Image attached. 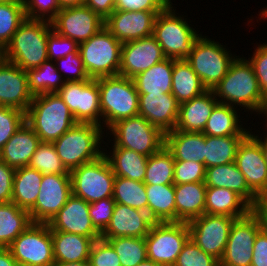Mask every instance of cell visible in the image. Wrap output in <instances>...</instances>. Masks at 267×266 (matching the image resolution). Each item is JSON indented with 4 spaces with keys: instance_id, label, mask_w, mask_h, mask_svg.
Returning a JSON list of instances; mask_svg holds the SVG:
<instances>
[{
    "instance_id": "obj_59",
    "label": "cell",
    "mask_w": 267,
    "mask_h": 266,
    "mask_svg": "<svg viewBox=\"0 0 267 266\" xmlns=\"http://www.w3.org/2000/svg\"><path fill=\"white\" fill-rule=\"evenodd\" d=\"M251 211L258 218L261 230L267 234V210L263 209L258 203L251 207Z\"/></svg>"
},
{
    "instance_id": "obj_54",
    "label": "cell",
    "mask_w": 267,
    "mask_h": 266,
    "mask_svg": "<svg viewBox=\"0 0 267 266\" xmlns=\"http://www.w3.org/2000/svg\"><path fill=\"white\" fill-rule=\"evenodd\" d=\"M257 77L262 95L267 99V44L258 45L251 59H248Z\"/></svg>"
},
{
    "instance_id": "obj_53",
    "label": "cell",
    "mask_w": 267,
    "mask_h": 266,
    "mask_svg": "<svg viewBox=\"0 0 267 266\" xmlns=\"http://www.w3.org/2000/svg\"><path fill=\"white\" fill-rule=\"evenodd\" d=\"M116 202L113 198L101 199L89 203V215L92 224L102 233L109 225Z\"/></svg>"
},
{
    "instance_id": "obj_63",
    "label": "cell",
    "mask_w": 267,
    "mask_h": 266,
    "mask_svg": "<svg viewBox=\"0 0 267 266\" xmlns=\"http://www.w3.org/2000/svg\"><path fill=\"white\" fill-rule=\"evenodd\" d=\"M257 203L265 210H267V187L266 189L258 196Z\"/></svg>"
},
{
    "instance_id": "obj_6",
    "label": "cell",
    "mask_w": 267,
    "mask_h": 266,
    "mask_svg": "<svg viewBox=\"0 0 267 266\" xmlns=\"http://www.w3.org/2000/svg\"><path fill=\"white\" fill-rule=\"evenodd\" d=\"M172 3H169L157 16L153 36L162 48L166 58L186 59L202 34L188 24L186 19L176 15Z\"/></svg>"
},
{
    "instance_id": "obj_65",
    "label": "cell",
    "mask_w": 267,
    "mask_h": 266,
    "mask_svg": "<svg viewBox=\"0 0 267 266\" xmlns=\"http://www.w3.org/2000/svg\"><path fill=\"white\" fill-rule=\"evenodd\" d=\"M137 266H162V265H159L158 263H155L152 260L146 259Z\"/></svg>"
},
{
    "instance_id": "obj_29",
    "label": "cell",
    "mask_w": 267,
    "mask_h": 266,
    "mask_svg": "<svg viewBox=\"0 0 267 266\" xmlns=\"http://www.w3.org/2000/svg\"><path fill=\"white\" fill-rule=\"evenodd\" d=\"M165 147L174 161H194L205 166V135L201 132L173 130L165 134Z\"/></svg>"
},
{
    "instance_id": "obj_40",
    "label": "cell",
    "mask_w": 267,
    "mask_h": 266,
    "mask_svg": "<svg viewBox=\"0 0 267 266\" xmlns=\"http://www.w3.org/2000/svg\"><path fill=\"white\" fill-rule=\"evenodd\" d=\"M28 75V87L33 96L43 93H56L63 85L64 78L61 71L57 70L56 63L46 60L38 68L30 69Z\"/></svg>"
},
{
    "instance_id": "obj_18",
    "label": "cell",
    "mask_w": 267,
    "mask_h": 266,
    "mask_svg": "<svg viewBox=\"0 0 267 266\" xmlns=\"http://www.w3.org/2000/svg\"><path fill=\"white\" fill-rule=\"evenodd\" d=\"M166 59L153 35L122 43L119 75L133 79Z\"/></svg>"
},
{
    "instance_id": "obj_27",
    "label": "cell",
    "mask_w": 267,
    "mask_h": 266,
    "mask_svg": "<svg viewBox=\"0 0 267 266\" xmlns=\"http://www.w3.org/2000/svg\"><path fill=\"white\" fill-rule=\"evenodd\" d=\"M204 184L206 187L233 190L251 207L258 201V196L248 187L245 176L240 172L235 162L206 168Z\"/></svg>"
},
{
    "instance_id": "obj_30",
    "label": "cell",
    "mask_w": 267,
    "mask_h": 266,
    "mask_svg": "<svg viewBox=\"0 0 267 266\" xmlns=\"http://www.w3.org/2000/svg\"><path fill=\"white\" fill-rule=\"evenodd\" d=\"M55 263L88 261L94 240L79 234L51 231Z\"/></svg>"
},
{
    "instance_id": "obj_46",
    "label": "cell",
    "mask_w": 267,
    "mask_h": 266,
    "mask_svg": "<svg viewBox=\"0 0 267 266\" xmlns=\"http://www.w3.org/2000/svg\"><path fill=\"white\" fill-rule=\"evenodd\" d=\"M174 266H220V261L205 253L189 239L183 246Z\"/></svg>"
},
{
    "instance_id": "obj_57",
    "label": "cell",
    "mask_w": 267,
    "mask_h": 266,
    "mask_svg": "<svg viewBox=\"0 0 267 266\" xmlns=\"http://www.w3.org/2000/svg\"><path fill=\"white\" fill-rule=\"evenodd\" d=\"M251 266H267V234L262 230L254 241Z\"/></svg>"
},
{
    "instance_id": "obj_66",
    "label": "cell",
    "mask_w": 267,
    "mask_h": 266,
    "mask_svg": "<svg viewBox=\"0 0 267 266\" xmlns=\"http://www.w3.org/2000/svg\"><path fill=\"white\" fill-rule=\"evenodd\" d=\"M259 15H260V19H261V17H262V19L263 18L267 19V7H266V9H263Z\"/></svg>"
},
{
    "instance_id": "obj_60",
    "label": "cell",
    "mask_w": 267,
    "mask_h": 266,
    "mask_svg": "<svg viewBox=\"0 0 267 266\" xmlns=\"http://www.w3.org/2000/svg\"><path fill=\"white\" fill-rule=\"evenodd\" d=\"M0 266H19L8 248H0Z\"/></svg>"
},
{
    "instance_id": "obj_26",
    "label": "cell",
    "mask_w": 267,
    "mask_h": 266,
    "mask_svg": "<svg viewBox=\"0 0 267 266\" xmlns=\"http://www.w3.org/2000/svg\"><path fill=\"white\" fill-rule=\"evenodd\" d=\"M40 143L34 130L24 122L0 150V160L15 169L26 167Z\"/></svg>"
},
{
    "instance_id": "obj_20",
    "label": "cell",
    "mask_w": 267,
    "mask_h": 266,
    "mask_svg": "<svg viewBox=\"0 0 267 266\" xmlns=\"http://www.w3.org/2000/svg\"><path fill=\"white\" fill-rule=\"evenodd\" d=\"M32 100L27 72L0 56V106L26 112Z\"/></svg>"
},
{
    "instance_id": "obj_50",
    "label": "cell",
    "mask_w": 267,
    "mask_h": 266,
    "mask_svg": "<svg viewBox=\"0 0 267 266\" xmlns=\"http://www.w3.org/2000/svg\"><path fill=\"white\" fill-rule=\"evenodd\" d=\"M88 261L91 266H121L113 246L102 238L94 241Z\"/></svg>"
},
{
    "instance_id": "obj_21",
    "label": "cell",
    "mask_w": 267,
    "mask_h": 266,
    "mask_svg": "<svg viewBox=\"0 0 267 266\" xmlns=\"http://www.w3.org/2000/svg\"><path fill=\"white\" fill-rule=\"evenodd\" d=\"M160 12L114 11L106 20L105 28L121 43L153 35L156 16Z\"/></svg>"
},
{
    "instance_id": "obj_48",
    "label": "cell",
    "mask_w": 267,
    "mask_h": 266,
    "mask_svg": "<svg viewBox=\"0 0 267 266\" xmlns=\"http://www.w3.org/2000/svg\"><path fill=\"white\" fill-rule=\"evenodd\" d=\"M26 18L51 22L61 10L58 0H22Z\"/></svg>"
},
{
    "instance_id": "obj_64",
    "label": "cell",
    "mask_w": 267,
    "mask_h": 266,
    "mask_svg": "<svg viewBox=\"0 0 267 266\" xmlns=\"http://www.w3.org/2000/svg\"><path fill=\"white\" fill-rule=\"evenodd\" d=\"M54 266H91L89 261L55 263Z\"/></svg>"
},
{
    "instance_id": "obj_17",
    "label": "cell",
    "mask_w": 267,
    "mask_h": 266,
    "mask_svg": "<svg viewBox=\"0 0 267 266\" xmlns=\"http://www.w3.org/2000/svg\"><path fill=\"white\" fill-rule=\"evenodd\" d=\"M51 26L59 35L80 44L98 33L105 26V20L83 4L62 8L51 21Z\"/></svg>"
},
{
    "instance_id": "obj_58",
    "label": "cell",
    "mask_w": 267,
    "mask_h": 266,
    "mask_svg": "<svg viewBox=\"0 0 267 266\" xmlns=\"http://www.w3.org/2000/svg\"><path fill=\"white\" fill-rule=\"evenodd\" d=\"M116 0H85V5L106 20L115 11Z\"/></svg>"
},
{
    "instance_id": "obj_2",
    "label": "cell",
    "mask_w": 267,
    "mask_h": 266,
    "mask_svg": "<svg viewBox=\"0 0 267 266\" xmlns=\"http://www.w3.org/2000/svg\"><path fill=\"white\" fill-rule=\"evenodd\" d=\"M52 30L51 22L26 18L0 56L25 71L38 68L48 60L47 39Z\"/></svg>"
},
{
    "instance_id": "obj_51",
    "label": "cell",
    "mask_w": 267,
    "mask_h": 266,
    "mask_svg": "<svg viewBox=\"0 0 267 266\" xmlns=\"http://www.w3.org/2000/svg\"><path fill=\"white\" fill-rule=\"evenodd\" d=\"M73 52H79V44L76 41L61 36L54 30L48 34L47 53L49 60L56 61Z\"/></svg>"
},
{
    "instance_id": "obj_24",
    "label": "cell",
    "mask_w": 267,
    "mask_h": 266,
    "mask_svg": "<svg viewBox=\"0 0 267 266\" xmlns=\"http://www.w3.org/2000/svg\"><path fill=\"white\" fill-rule=\"evenodd\" d=\"M155 222L146 211L115 204L109 225L101 238L146 237Z\"/></svg>"
},
{
    "instance_id": "obj_5",
    "label": "cell",
    "mask_w": 267,
    "mask_h": 266,
    "mask_svg": "<svg viewBox=\"0 0 267 266\" xmlns=\"http://www.w3.org/2000/svg\"><path fill=\"white\" fill-rule=\"evenodd\" d=\"M96 80L105 127L109 129L119 120L138 116L139 93L133 79L117 75Z\"/></svg>"
},
{
    "instance_id": "obj_15",
    "label": "cell",
    "mask_w": 267,
    "mask_h": 266,
    "mask_svg": "<svg viewBox=\"0 0 267 266\" xmlns=\"http://www.w3.org/2000/svg\"><path fill=\"white\" fill-rule=\"evenodd\" d=\"M260 230L259 220L252 211L235 219L220 266H251L253 245Z\"/></svg>"
},
{
    "instance_id": "obj_28",
    "label": "cell",
    "mask_w": 267,
    "mask_h": 266,
    "mask_svg": "<svg viewBox=\"0 0 267 266\" xmlns=\"http://www.w3.org/2000/svg\"><path fill=\"white\" fill-rule=\"evenodd\" d=\"M206 185L200 182L174 184L175 222H190L205 213Z\"/></svg>"
},
{
    "instance_id": "obj_3",
    "label": "cell",
    "mask_w": 267,
    "mask_h": 266,
    "mask_svg": "<svg viewBox=\"0 0 267 266\" xmlns=\"http://www.w3.org/2000/svg\"><path fill=\"white\" fill-rule=\"evenodd\" d=\"M25 122L34 130L41 142L53 143L77 124L69 107L57 93L33 96L25 112Z\"/></svg>"
},
{
    "instance_id": "obj_9",
    "label": "cell",
    "mask_w": 267,
    "mask_h": 266,
    "mask_svg": "<svg viewBox=\"0 0 267 266\" xmlns=\"http://www.w3.org/2000/svg\"><path fill=\"white\" fill-rule=\"evenodd\" d=\"M70 177L72 194L88 203L113 198L115 175L105 154L74 168Z\"/></svg>"
},
{
    "instance_id": "obj_43",
    "label": "cell",
    "mask_w": 267,
    "mask_h": 266,
    "mask_svg": "<svg viewBox=\"0 0 267 266\" xmlns=\"http://www.w3.org/2000/svg\"><path fill=\"white\" fill-rule=\"evenodd\" d=\"M107 240L118 254L121 266H137L148 259L145 237L102 238Z\"/></svg>"
},
{
    "instance_id": "obj_25",
    "label": "cell",
    "mask_w": 267,
    "mask_h": 266,
    "mask_svg": "<svg viewBox=\"0 0 267 266\" xmlns=\"http://www.w3.org/2000/svg\"><path fill=\"white\" fill-rule=\"evenodd\" d=\"M218 103L213 90H207L190 101L181 103L175 130L202 133Z\"/></svg>"
},
{
    "instance_id": "obj_44",
    "label": "cell",
    "mask_w": 267,
    "mask_h": 266,
    "mask_svg": "<svg viewBox=\"0 0 267 266\" xmlns=\"http://www.w3.org/2000/svg\"><path fill=\"white\" fill-rule=\"evenodd\" d=\"M25 20L26 14L23 2L0 3V53Z\"/></svg>"
},
{
    "instance_id": "obj_16",
    "label": "cell",
    "mask_w": 267,
    "mask_h": 266,
    "mask_svg": "<svg viewBox=\"0 0 267 266\" xmlns=\"http://www.w3.org/2000/svg\"><path fill=\"white\" fill-rule=\"evenodd\" d=\"M72 195L70 175L43 174L39 194L29 211L33 223H48Z\"/></svg>"
},
{
    "instance_id": "obj_55",
    "label": "cell",
    "mask_w": 267,
    "mask_h": 266,
    "mask_svg": "<svg viewBox=\"0 0 267 266\" xmlns=\"http://www.w3.org/2000/svg\"><path fill=\"white\" fill-rule=\"evenodd\" d=\"M168 4L167 0H116L115 11L161 12Z\"/></svg>"
},
{
    "instance_id": "obj_8",
    "label": "cell",
    "mask_w": 267,
    "mask_h": 266,
    "mask_svg": "<svg viewBox=\"0 0 267 266\" xmlns=\"http://www.w3.org/2000/svg\"><path fill=\"white\" fill-rule=\"evenodd\" d=\"M235 57L219 42L201 35L185 60L191 65L207 90H213L227 74Z\"/></svg>"
},
{
    "instance_id": "obj_12",
    "label": "cell",
    "mask_w": 267,
    "mask_h": 266,
    "mask_svg": "<svg viewBox=\"0 0 267 266\" xmlns=\"http://www.w3.org/2000/svg\"><path fill=\"white\" fill-rule=\"evenodd\" d=\"M189 239L186 222L154 223L145 237L148 259L162 266H174Z\"/></svg>"
},
{
    "instance_id": "obj_47",
    "label": "cell",
    "mask_w": 267,
    "mask_h": 266,
    "mask_svg": "<svg viewBox=\"0 0 267 266\" xmlns=\"http://www.w3.org/2000/svg\"><path fill=\"white\" fill-rule=\"evenodd\" d=\"M25 122V112L0 106V150Z\"/></svg>"
},
{
    "instance_id": "obj_22",
    "label": "cell",
    "mask_w": 267,
    "mask_h": 266,
    "mask_svg": "<svg viewBox=\"0 0 267 266\" xmlns=\"http://www.w3.org/2000/svg\"><path fill=\"white\" fill-rule=\"evenodd\" d=\"M235 164L248 187L259 196L267 187V164L260 144L250 134L239 144Z\"/></svg>"
},
{
    "instance_id": "obj_11",
    "label": "cell",
    "mask_w": 267,
    "mask_h": 266,
    "mask_svg": "<svg viewBox=\"0 0 267 266\" xmlns=\"http://www.w3.org/2000/svg\"><path fill=\"white\" fill-rule=\"evenodd\" d=\"M19 266H54L51 229L32 223L8 247Z\"/></svg>"
},
{
    "instance_id": "obj_41",
    "label": "cell",
    "mask_w": 267,
    "mask_h": 266,
    "mask_svg": "<svg viewBox=\"0 0 267 266\" xmlns=\"http://www.w3.org/2000/svg\"><path fill=\"white\" fill-rule=\"evenodd\" d=\"M112 197L116 203L148 213V198L144 182L115 176Z\"/></svg>"
},
{
    "instance_id": "obj_56",
    "label": "cell",
    "mask_w": 267,
    "mask_h": 266,
    "mask_svg": "<svg viewBox=\"0 0 267 266\" xmlns=\"http://www.w3.org/2000/svg\"><path fill=\"white\" fill-rule=\"evenodd\" d=\"M15 168L0 160V203L12 201V187Z\"/></svg>"
},
{
    "instance_id": "obj_61",
    "label": "cell",
    "mask_w": 267,
    "mask_h": 266,
    "mask_svg": "<svg viewBox=\"0 0 267 266\" xmlns=\"http://www.w3.org/2000/svg\"><path fill=\"white\" fill-rule=\"evenodd\" d=\"M60 8H68L81 6L85 3V0H58Z\"/></svg>"
},
{
    "instance_id": "obj_33",
    "label": "cell",
    "mask_w": 267,
    "mask_h": 266,
    "mask_svg": "<svg viewBox=\"0 0 267 266\" xmlns=\"http://www.w3.org/2000/svg\"><path fill=\"white\" fill-rule=\"evenodd\" d=\"M207 91L201 79L193 71L191 65L184 59H173L172 95L179 104L190 101Z\"/></svg>"
},
{
    "instance_id": "obj_32",
    "label": "cell",
    "mask_w": 267,
    "mask_h": 266,
    "mask_svg": "<svg viewBox=\"0 0 267 266\" xmlns=\"http://www.w3.org/2000/svg\"><path fill=\"white\" fill-rule=\"evenodd\" d=\"M42 179L43 174L29 166L16 168L11 202L29 212L35 205Z\"/></svg>"
},
{
    "instance_id": "obj_35",
    "label": "cell",
    "mask_w": 267,
    "mask_h": 266,
    "mask_svg": "<svg viewBox=\"0 0 267 266\" xmlns=\"http://www.w3.org/2000/svg\"><path fill=\"white\" fill-rule=\"evenodd\" d=\"M173 59L166 58L133 78L139 94L171 93Z\"/></svg>"
},
{
    "instance_id": "obj_1",
    "label": "cell",
    "mask_w": 267,
    "mask_h": 266,
    "mask_svg": "<svg viewBox=\"0 0 267 266\" xmlns=\"http://www.w3.org/2000/svg\"><path fill=\"white\" fill-rule=\"evenodd\" d=\"M213 92L222 104L243 106L259 114H264L267 108V99L260 91L253 67L245 58H235Z\"/></svg>"
},
{
    "instance_id": "obj_62",
    "label": "cell",
    "mask_w": 267,
    "mask_h": 266,
    "mask_svg": "<svg viewBox=\"0 0 267 266\" xmlns=\"http://www.w3.org/2000/svg\"><path fill=\"white\" fill-rule=\"evenodd\" d=\"M261 146L262 148V151H263V155H264V158H265V162L267 164V135L266 137H264V139L262 140V137H259V136H255L254 134L252 133H249ZM261 138V139H260Z\"/></svg>"
},
{
    "instance_id": "obj_23",
    "label": "cell",
    "mask_w": 267,
    "mask_h": 266,
    "mask_svg": "<svg viewBox=\"0 0 267 266\" xmlns=\"http://www.w3.org/2000/svg\"><path fill=\"white\" fill-rule=\"evenodd\" d=\"M179 105L172 93L139 94L138 115L166 134L176 127Z\"/></svg>"
},
{
    "instance_id": "obj_39",
    "label": "cell",
    "mask_w": 267,
    "mask_h": 266,
    "mask_svg": "<svg viewBox=\"0 0 267 266\" xmlns=\"http://www.w3.org/2000/svg\"><path fill=\"white\" fill-rule=\"evenodd\" d=\"M246 136L215 137L205 135V168L235 162L237 148Z\"/></svg>"
},
{
    "instance_id": "obj_13",
    "label": "cell",
    "mask_w": 267,
    "mask_h": 266,
    "mask_svg": "<svg viewBox=\"0 0 267 266\" xmlns=\"http://www.w3.org/2000/svg\"><path fill=\"white\" fill-rule=\"evenodd\" d=\"M56 93L69 107L77 123H92L101 126L102 113L96 79L65 81Z\"/></svg>"
},
{
    "instance_id": "obj_10",
    "label": "cell",
    "mask_w": 267,
    "mask_h": 266,
    "mask_svg": "<svg viewBox=\"0 0 267 266\" xmlns=\"http://www.w3.org/2000/svg\"><path fill=\"white\" fill-rule=\"evenodd\" d=\"M108 130L114 135L113 147L128 148L147 157L165 145V134L139 115L119 120Z\"/></svg>"
},
{
    "instance_id": "obj_7",
    "label": "cell",
    "mask_w": 267,
    "mask_h": 266,
    "mask_svg": "<svg viewBox=\"0 0 267 266\" xmlns=\"http://www.w3.org/2000/svg\"><path fill=\"white\" fill-rule=\"evenodd\" d=\"M122 43L105 26L79 44V53L91 79L117 76L121 65Z\"/></svg>"
},
{
    "instance_id": "obj_67",
    "label": "cell",
    "mask_w": 267,
    "mask_h": 266,
    "mask_svg": "<svg viewBox=\"0 0 267 266\" xmlns=\"http://www.w3.org/2000/svg\"><path fill=\"white\" fill-rule=\"evenodd\" d=\"M4 2H22V0H0V3Z\"/></svg>"
},
{
    "instance_id": "obj_37",
    "label": "cell",
    "mask_w": 267,
    "mask_h": 266,
    "mask_svg": "<svg viewBox=\"0 0 267 266\" xmlns=\"http://www.w3.org/2000/svg\"><path fill=\"white\" fill-rule=\"evenodd\" d=\"M32 223L28 211L13 202L0 203V248H8Z\"/></svg>"
},
{
    "instance_id": "obj_31",
    "label": "cell",
    "mask_w": 267,
    "mask_h": 266,
    "mask_svg": "<svg viewBox=\"0 0 267 266\" xmlns=\"http://www.w3.org/2000/svg\"><path fill=\"white\" fill-rule=\"evenodd\" d=\"M251 211V206L235 191L227 188L207 187L205 214L241 218Z\"/></svg>"
},
{
    "instance_id": "obj_49",
    "label": "cell",
    "mask_w": 267,
    "mask_h": 266,
    "mask_svg": "<svg viewBox=\"0 0 267 266\" xmlns=\"http://www.w3.org/2000/svg\"><path fill=\"white\" fill-rule=\"evenodd\" d=\"M205 166L194 161H174V184L204 183Z\"/></svg>"
},
{
    "instance_id": "obj_4",
    "label": "cell",
    "mask_w": 267,
    "mask_h": 266,
    "mask_svg": "<svg viewBox=\"0 0 267 266\" xmlns=\"http://www.w3.org/2000/svg\"><path fill=\"white\" fill-rule=\"evenodd\" d=\"M103 129L92 123H77L53 142L59 158L69 172L104 154V149L101 151L100 146V140L104 137Z\"/></svg>"
},
{
    "instance_id": "obj_68",
    "label": "cell",
    "mask_w": 267,
    "mask_h": 266,
    "mask_svg": "<svg viewBox=\"0 0 267 266\" xmlns=\"http://www.w3.org/2000/svg\"><path fill=\"white\" fill-rule=\"evenodd\" d=\"M264 115L267 117V108H266V111H265ZM266 127H267V125H266Z\"/></svg>"
},
{
    "instance_id": "obj_45",
    "label": "cell",
    "mask_w": 267,
    "mask_h": 266,
    "mask_svg": "<svg viewBox=\"0 0 267 266\" xmlns=\"http://www.w3.org/2000/svg\"><path fill=\"white\" fill-rule=\"evenodd\" d=\"M28 166L42 174L70 175L59 158L53 143L41 142Z\"/></svg>"
},
{
    "instance_id": "obj_14",
    "label": "cell",
    "mask_w": 267,
    "mask_h": 266,
    "mask_svg": "<svg viewBox=\"0 0 267 266\" xmlns=\"http://www.w3.org/2000/svg\"><path fill=\"white\" fill-rule=\"evenodd\" d=\"M235 219L237 218L204 213L187 223L190 239L205 253L220 261Z\"/></svg>"
},
{
    "instance_id": "obj_34",
    "label": "cell",
    "mask_w": 267,
    "mask_h": 266,
    "mask_svg": "<svg viewBox=\"0 0 267 266\" xmlns=\"http://www.w3.org/2000/svg\"><path fill=\"white\" fill-rule=\"evenodd\" d=\"M107 157L115 176L143 182L146 174L148 157L128 148L113 147ZM111 155V156H110Z\"/></svg>"
},
{
    "instance_id": "obj_52",
    "label": "cell",
    "mask_w": 267,
    "mask_h": 266,
    "mask_svg": "<svg viewBox=\"0 0 267 266\" xmlns=\"http://www.w3.org/2000/svg\"><path fill=\"white\" fill-rule=\"evenodd\" d=\"M54 62L58 64V65L56 64L58 71L59 69H61V71L62 70L68 71V73L71 75V76L70 75L64 76L66 77L64 78V81L74 82V81H85L90 79L84 67L82 57L79 52L69 53L67 56L57 59Z\"/></svg>"
},
{
    "instance_id": "obj_38",
    "label": "cell",
    "mask_w": 267,
    "mask_h": 266,
    "mask_svg": "<svg viewBox=\"0 0 267 266\" xmlns=\"http://www.w3.org/2000/svg\"><path fill=\"white\" fill-rule=\"evenodd\" d=\"M235 109L234 106L218 103L212 110L202 133L215 137L248 135L250 131L245 130L242 124H239L241 119Z\"/></svg>"
},
{
    "instance_id": "obj_19",
    "label": "cell",
    "mask_w": 267,
    "mask_h": 266,
    "mask_svg": "<svg viewBox=\"0 0 267 266\" xmlns=\"http://www.w3.org/2000/svg\"><path fill=\"white\" fill-rule=\"evenodd\" d=\"M47 224L51 231L79 234L94 241L101 238V233L92 224L89 203L73 194Z\"/></svg>"
},
{
    "instance_id": "obj_36",
    "label": "cell",
    "mask_w": 267,
    "mask_h": 266,
    "mask_svg": "<svg viewBox=\"0 0 267 266\" xmlns=\"http://www.w3.org/2000/svg\"><path fill=\"white\" fill-rule=\"evenodd\" d=\"M148 214L155 223L175 222L174 184L145 185Z\"/></svg>"
},
{
    "instance_id": "obj_42",
    "label": "cell",
    "mask_w": 267,
    "mask_h": 266,
    "mask_svg": "<svg viewBox=\"0 0 267 266\" xmlns=\"http://www.w3.org/2000/svg\"><path fill=\"white\" fill-rule=\"evenodd\" d=\"M145 185L174 184V158L165 145L148 157Z\"/></svg>"
}]
</instances>
